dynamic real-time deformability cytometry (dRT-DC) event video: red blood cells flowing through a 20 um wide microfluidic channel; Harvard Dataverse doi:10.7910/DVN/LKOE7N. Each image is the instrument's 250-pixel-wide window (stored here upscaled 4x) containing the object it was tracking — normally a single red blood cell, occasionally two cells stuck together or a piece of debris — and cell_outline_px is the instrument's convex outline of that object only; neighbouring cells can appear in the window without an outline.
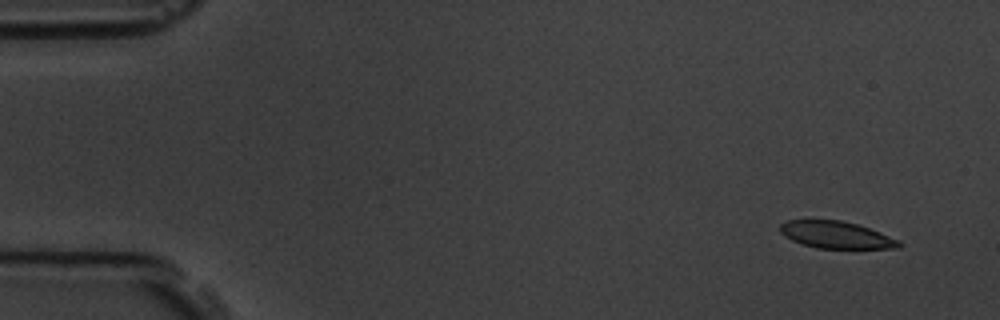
{"species": "common noctule bat (a hibernating species)", "species_latin": "Nyctalus noctula", "temperature_condition": "room temperature", "stored_images_in_passage": 5, "camera_frame_rate_fps": 3000, "um_per_image_px": 0.085, "animal": {"sex": "male", "body_mass_g": 19.5, "forearm_length_mm": 54.6}, "frame": {"image": 1, "passage_image": 1, "time_ms": 0.0, "image_size_px": [1000, 320], "cell_outline_px": [[904, 244], [900, 248], [816, 248], [792, 240], [780, 232], [780, 224], [788, 220], [840, 220], [856, 224], [880, 232], [900, 240]], "centroid_in_image_um": [71.11, 19.97], "position_along_channel_um": 13.9, "area_um2": 18.61}}
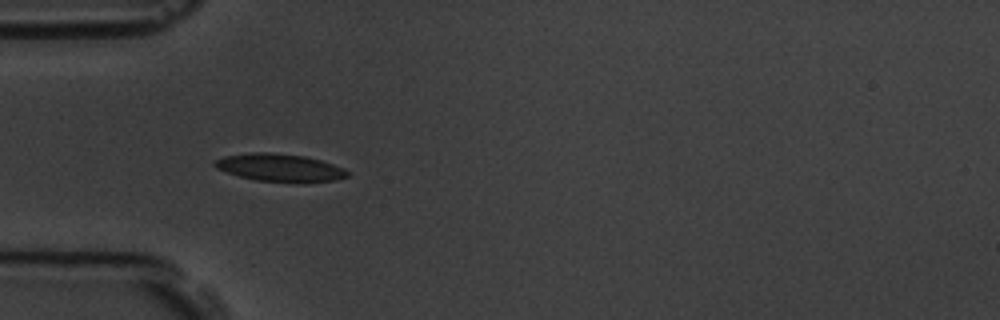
{"frame": {"image": 2, "passage_image": 4, "time_ms": 4.333, "image_size_px": [1000, 320], "cell_outline_px": [[348, 176], [336, 180], [308, 184], [300, 184], [256, 180], [240, 176], [216, 168], [212, 164], [216, 160], [224, 156], [252, 152], [272, 152], [304, 156], [320, 160], [344, 168], [348, 172]], "centroid_in_image_um": [23.83, 14.27], "position_along_channel_um": 61.2, "area_um2": 21.79}}
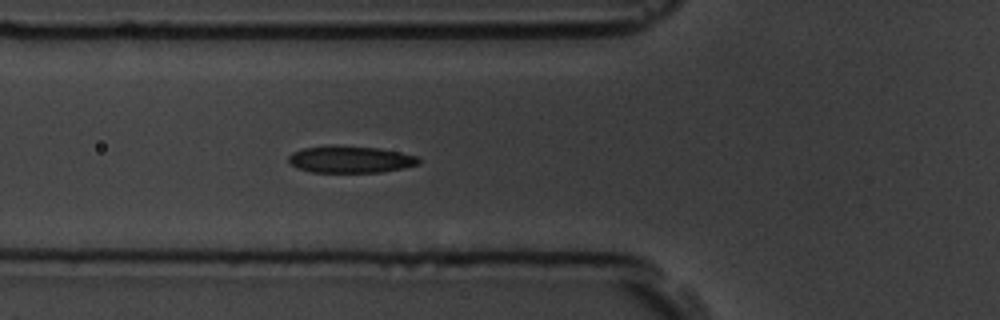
{"frame": {"image": 3, "passage_image": 5, "time_ms": 5.333, "image_size_px": [1000, 320], "cell_outline_px": [[420, 164], [380, 172], [312, 172], [296, 168], [288, 164], [288, 156], [292, 152], [304, 148], [380, 148], [400, 152], [416, 156], [420, 160]], "centroid_in_image_um": [29.77, 13.59], "position_along_channel_um": 96.0, "area_um2": 19.54}}